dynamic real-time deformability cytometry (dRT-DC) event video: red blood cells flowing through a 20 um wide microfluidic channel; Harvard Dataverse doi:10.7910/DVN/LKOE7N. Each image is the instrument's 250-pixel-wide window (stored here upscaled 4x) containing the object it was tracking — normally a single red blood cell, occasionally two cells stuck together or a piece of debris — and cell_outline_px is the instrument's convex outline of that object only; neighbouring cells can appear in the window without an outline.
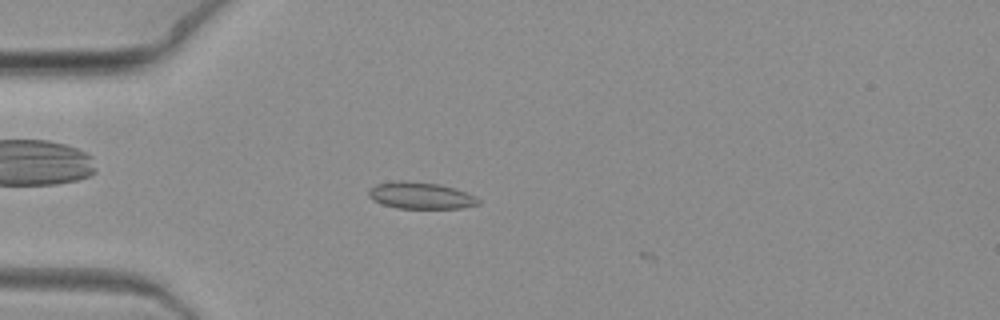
{"species": "common noctule bat (a hibernating species)", "species_latin": "Nyctalus noctula", "temperature_condition": "warm", "stored_images_in_passage": 3, "camera_frame_rate_fps": 3000, "um_per_image_px": 0.085, "animal": {"sex": "female", "body_mass_g": 19.3, "forearm_length_mm": 54.1}, "frame": {"image": 1, "passage_image": 2, "time_ms": 0.333, "image_size_px": [1000, 320], "cell_outline_px": [[480, 204], [464, 208], [396, 208], [372, 200], [368, 196], [368, 188], [376, 184], [400, 180], [440, 184], [456, 188], [476, 196], [480, 200]], "centroid_in_image_um": [35.77, 16.62], "position_along_channel_um": 49.2, "area_um2": 17.22}}